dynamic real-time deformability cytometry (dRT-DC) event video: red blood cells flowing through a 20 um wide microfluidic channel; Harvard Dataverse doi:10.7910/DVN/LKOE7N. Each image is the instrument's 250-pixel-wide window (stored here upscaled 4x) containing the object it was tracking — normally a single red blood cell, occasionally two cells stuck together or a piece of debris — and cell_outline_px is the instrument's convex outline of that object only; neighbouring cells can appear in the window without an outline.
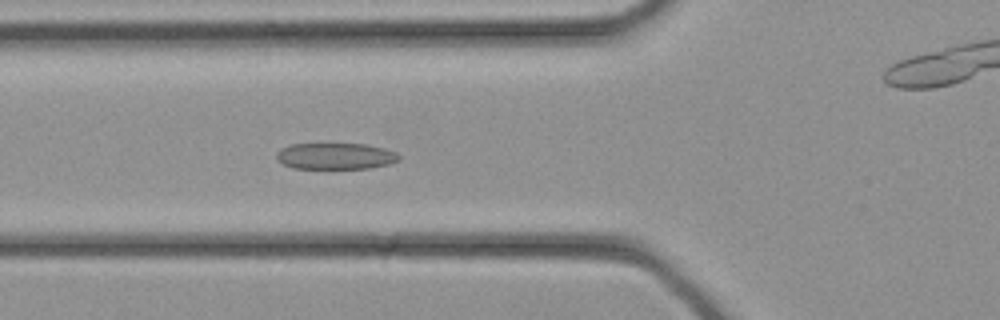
{"species": "common noctule bat (a hibernating species)", "species_latin": "Nyctalus noctula", "temperature_condition": "cold", "stored_images_in_passage": 33, "camera_frame_rate_fps": 3000, "um_per_image_px": 0.085, "animal": {"sex": "female", "body_mass_g": 21.9}, "frame": {"image": 1, "passage_image": 11, "time_ms": 3.333, "image_size_px": [1000, 320], "cell_outline_px": [[400, 160], [388, 164], [368, 168], [292, 168], [276, 160], [276, 152], [280, 148], [292, 144], [364, 144], [384, 148], [396, 152], [400, 156]], "centroid_in_image_um": [28.49, 13.26], "position_along_channel_um": 97.3, "area_um2": 18.79}}
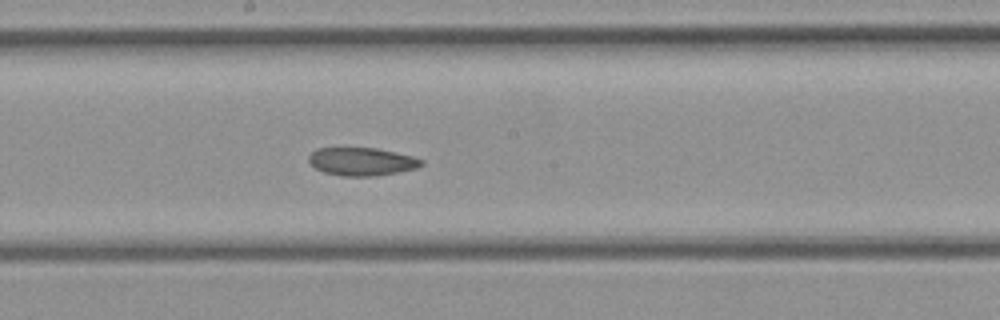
{"frame": {"image": 2, "passage_image": 17, "time_ms": 5.333, "image_size_px": [1000, 320], "cell_outline_px": [[424, 164], [416, 168], [376, 176], [340, 176], [324, 172], [316, 168], [308, 160], [308, 156], [316, 148], [376, 148], [396, 152], [412, 156], [424, 160]], "centroid_in_image_um": [30.75, 13.73], "position_along_channel_um": 217.4, "area_um2": 18.38}}
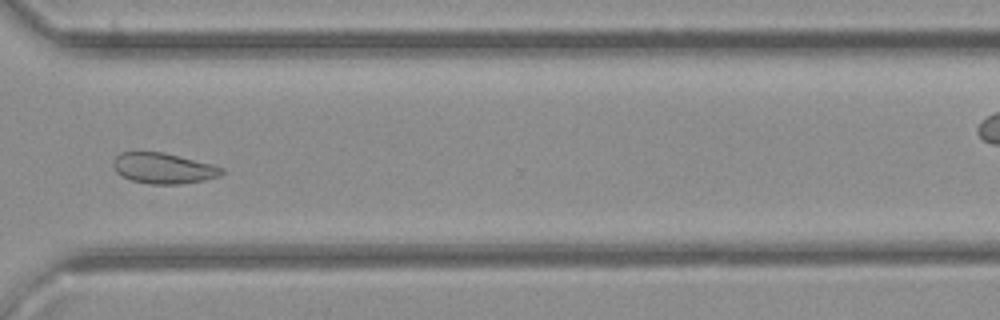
{"frame": {"image": 3, "passage_image": 24, "time_ms": 7.667, "image_size_px": [1000, 320], "cell_outline_px": [[224, 172], [220, 176], [204, 180], [180, 184], [152, 184], [132, 180], [120, 176], [116, 172], [112, 164], [112, 160], [120, 152], [164, 152], [212, 164], [224, 168]], "centroid_in_image_um": [13.87, 14.3], "position_along_channel_um": 356.7, "area_um2": 19.48}}